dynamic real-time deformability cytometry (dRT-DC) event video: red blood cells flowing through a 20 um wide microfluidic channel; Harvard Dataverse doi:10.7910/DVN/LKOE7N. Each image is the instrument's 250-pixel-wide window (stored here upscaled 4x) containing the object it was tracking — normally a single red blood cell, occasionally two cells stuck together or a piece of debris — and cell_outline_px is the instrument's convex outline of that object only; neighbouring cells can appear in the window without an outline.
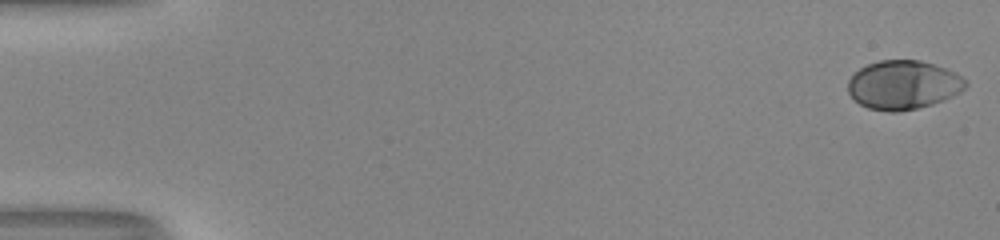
{"species": "human", "species_latin": "Homo sapiens", "temperature_condition": "room temperature", "stored_images_in_passage": 53, "camera_frame_rate_fps": 3000, "um_per_image_px": 0.085, "donor": {"sex": "male"}, "frame": {"image": 1, "passage_image": 1, "time_ms": 0.0, "image_size_px": [1000, 240], "cell_outline_px": [[968, 84], [960, 92], [952, 96], [932, 104], [916, 108], [896, 112], [888, 112], [868, 108], [860, 104], [848, 92], [848, 80], [860, 68], [868, 64], [880, 60], [920, 60], [956, 72]], "centroid_in_image_um": [76.76, 7.22], "position_along_channel_um": 8.2, "area_um2": 33.23}}
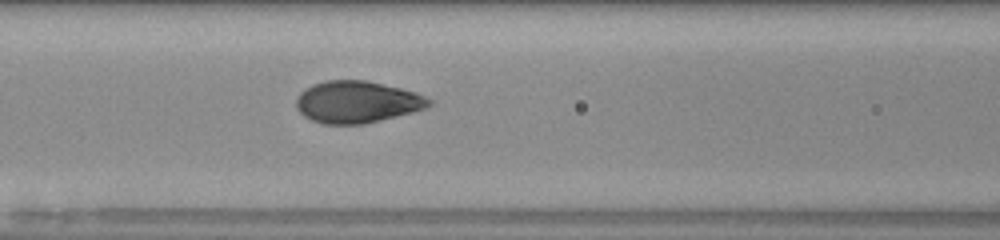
{"frame": {"image": 2, "passage_image": 24, "time_ms": 7.667, "image_size_px": [1000, 240], "cell_outline_px": [[432, 104], [428, 108], [364, 124], [324, 124], [312, 120], [304, 116], [296, 108], [296, 96], [300, 92], [312, 84], [324, 80], [368, 80], [416, 92], [432, 100]], "centroid_in_image_um": [30.34, 8.66], "position_along_channel_um": 136.3, "area_um2": 32.6}}
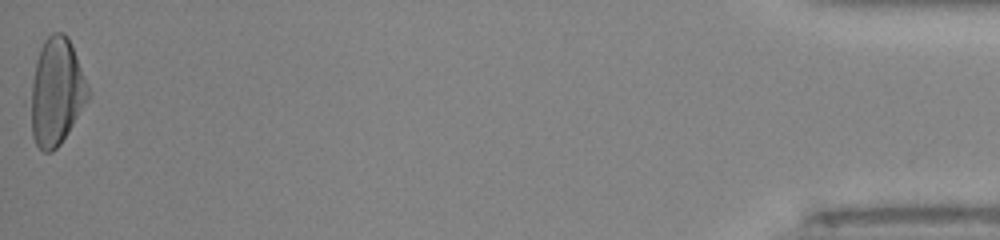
{"frame": {"image": 3, "passage_image": 53, "time_ms": 17.333, "image_size_px": [1000, 240], "cell_outline_px": [[92, 92], [88, 100], [68, 132], [60, 144], [52, 152], [44, 152], [36, 144], [32, 136], [24, 104], [24, 100], [36, 60], [40, 48], [44, 40], [52, 32], [64, 32], [68, 36], [72, 44]], "centroid_in_image_um": [4.71, 7.81], "position_along_channel_um": 430.5, "area_um2": 37.8}, "authors_computed_cell_mechanics": {"area_um2": 33.1194, "velocity_mm_per_s": 4.0472, "shape_relaxation_time_tau1_ms": 3.2622, "shape_relaxation_time_tau2_ms": null, "deformation_change_tau1": 0.1925, "deformation_change_tau2": null}}